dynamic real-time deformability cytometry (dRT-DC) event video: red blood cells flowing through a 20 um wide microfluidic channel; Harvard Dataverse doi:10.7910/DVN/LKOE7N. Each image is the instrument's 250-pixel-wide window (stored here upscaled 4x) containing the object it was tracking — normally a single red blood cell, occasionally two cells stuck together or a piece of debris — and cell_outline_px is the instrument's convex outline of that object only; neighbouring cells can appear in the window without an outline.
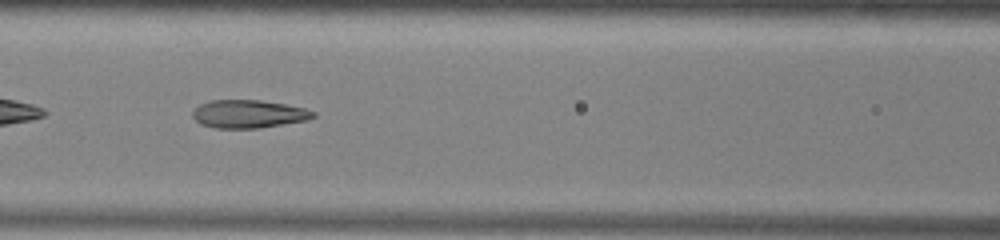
{"species": "common noctule bat (a hibernating species)", "species_latin": "Nyctalus noctula", "temperature_condition": "warm", "stored_images_in_passage": 50, "camera_frame_rate_fps": 3000, "um_per_image_px": 0.085, "animal": {"sex": "male", "body_mass_g": 13.0, "forearm_length_mm": 53.1}, "frame": {"image": 1, "passage_image": 22, "time_ms": 7.0, "image_size_px": [1000, 240], "cell_outline_px": [[316, 116], [308, 120], [260, 128], [216, 128], [200, 124], [192, 116], [192, 112], [200, 104], [212, 100], [260, 100], [284, 104], [304, 108], [316, 112]], "centroid_in_image_um": [21.14, 9.69], "position_along_channel_um": 145.5, "area_um2": 19.71}, "authors_computed_cell_mechanics": {"area_um2": 22.4842, "velocity_mm_per_s": 3.9583, "shape_relaxation_time_tau1_ms": 8.7982, "shape_relaxation_time_tau2_ms": 1.668, "deformation_change_tau1": 0.2846, "deformation_change_tau2": 0.1147}}